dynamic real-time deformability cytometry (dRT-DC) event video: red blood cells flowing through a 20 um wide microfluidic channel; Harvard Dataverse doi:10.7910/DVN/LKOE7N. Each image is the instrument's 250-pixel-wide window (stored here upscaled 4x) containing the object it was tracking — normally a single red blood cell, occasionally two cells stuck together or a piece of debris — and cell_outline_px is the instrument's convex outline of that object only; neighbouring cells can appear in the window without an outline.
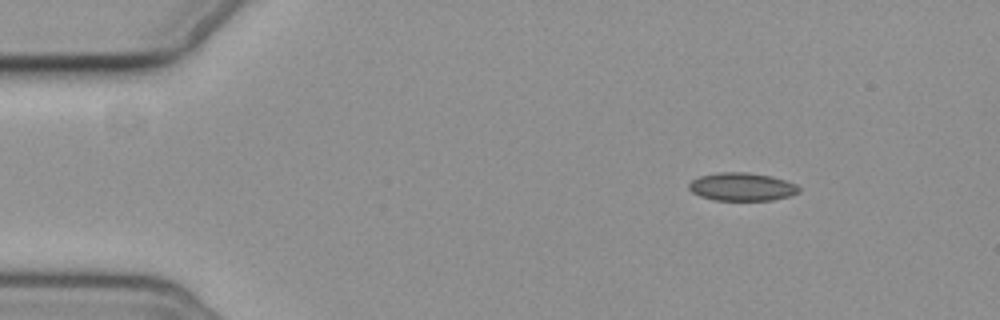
{"species": "common noctule bat (a hibernating species)", "species_latin": "Nyctalus noctula", "temperature_condition": "cold", "stored_images_in_passage": 9, "camera_frame_rate_fps": 3000, "um_per_image_px": 0.085, "animal": {"sex": "female", "body_mass_g": 19.3, "forearm_length_mm": 54.1}, "frame": {"image": 1, "passage_image": 1, "time_ms": 0.0, "image_size_px": [1000, 320], "cell_outline_px": [[800, 192], [792, 196], [772, 200], [712, 200], [700, 196], [692, 192], [688, 188], [688, 184], [692, 180], [700, 176], [720, 172], [748, 172], [772, 176], [796, 184], [800, 188]], "centroid_in_image_um": [63.08, 15.88], "position_along_channel_um": 21.9, "area_um2": 18.15}}
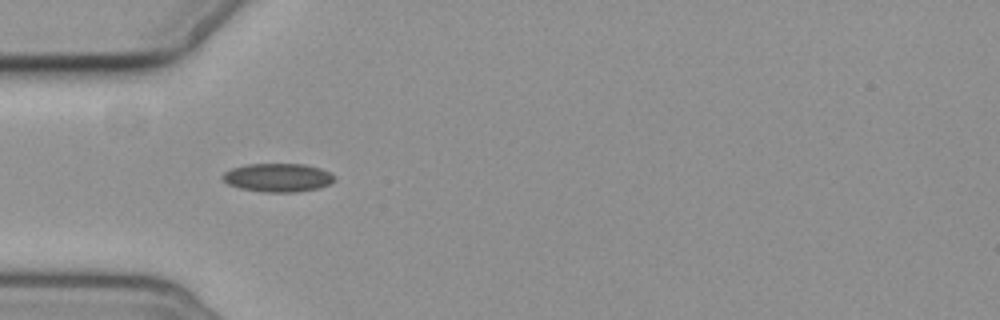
{"frame": {"image": 2, "passage_image": 4, "time_ms": 3.333, "image_size_px": [1000, 320], "cell_outline_px": [[336, 180], [320, 188], [296, 192], [264, 192], [240, 188], [228, 184], [220, 176], [224, 172], [232, 168], [244, 164], [304, 164], [320, 168], [336, 176]], "centroid_in_image_um": [23.62, 15.09], "position_along_channel_um": 61.4, "area_um2": 18.67}}
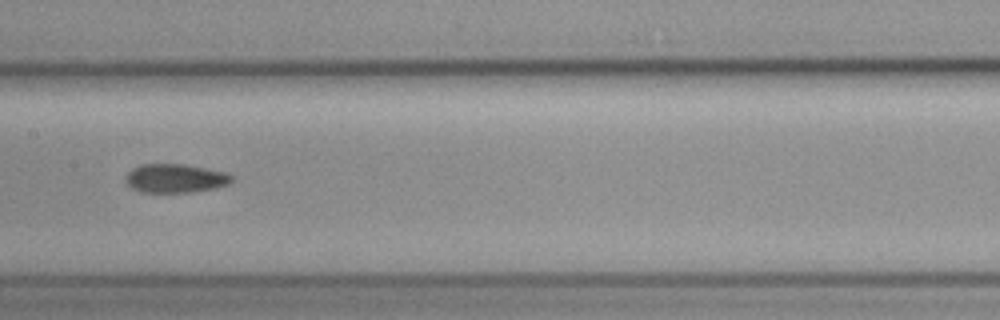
{"frame": {"image": 3, "passage_image": 7, "time_ms": 7.0, "image_size_px": [1000, 320], "cell_outline_px": [[232, 180], [228, 184], [216, 188], [192, 192], [140, 192], [124, 184], [124, 176], [132, 168], [140, 164], [184, 164], [224, 172], [232, 176]], "centroid_in_image_um": [14.82, 15.16], "position_along_channel_um": 192.6, "area_um2": 17.92}}